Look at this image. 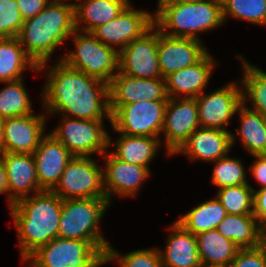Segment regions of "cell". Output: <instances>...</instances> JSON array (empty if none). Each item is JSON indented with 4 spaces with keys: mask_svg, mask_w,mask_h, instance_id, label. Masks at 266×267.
<instances>
[{
    "mask_svg": "<svg viewBox=\"0 0 266 267\" xmlns=\"http://www.w3.org/2000/svg\"><path fill=\"white\" fill-rule=\"evenodd\" d=\"M110 206L107 198L64 199L58 237L90 242L105 257L111 243L100 224Z\"/></svg>",
    "mask_w": 266,
    "mask_h": 267,
    "instance_id": "obj_5",
    "label": "cell"
},
{
    "mask_svg": "<svg viewBox=\"0 0 266 267\" xmlns=\"http://www.w3.org/2000/svg\"><path fill=\"white\" fill-rule=\"evenodd\" d=\"M198 254L203 266L228 267L241 249L216 229L196 235Z\"/></svg>",
    "mask_w": 266,
    "mask_h": 267,
    "instance_id": "obj_27",
    "label": "cell"
},
{
    "mask_svg": "<svg viewBox=\"0 0 266 267\" xmlns=\"http://www.w3.org/2000/svg\"><path fill=\"white\" fill-rule=\"evenodd\" d=\"M201 0H161L159 2H174V3H190V2H197Z\"/></svg>",
    "mask_w": 266,
    "mask_h": 267,
    "instance_id": "obj_44",
    "label": "cell"
},
{
    "mask_svg": "<svg viewBox=\"0 0 266 267\" xmlns=\"http://www.w3.org/2000/svg\"><path fill=\"white\" fill-rule=\"evenodd\" d=\"M111 130L119 136L117 139L109 136V147L114 146L115 148V151H111V153L120 160L150 170L149 165L156 158L158 149L161 148V139L147 136H129L118 133L113 127Z\"/></svg>",
    "mask_w": 266,
    "mask_h": 267,
    "instance_id": "obj_24",
    "label": "cell"
},
{
    "mask_svg": "<svg viewBox=\"0 0 266 267\" xmlns=\"http://www.w3.org/2000/svg\"><path fill=\"white\" fill-rule=\"evenodd\" d=\"M255 157L252 164L249 166V170L252 173L251 175L255 179L260 187L266 188V155H252Z\"/></svg>",
    "mask_w": 266,
    "mask_h": 267,
    "instance_id": "obj_41",
    "label": "cell"
},
{
    "mask_svg": "<svg viewBox=\"0 0 266 267\" xmlns=\"http://www.w3.org/2000/svg\"><path fill=\"white\" fill-rule=\"evenodd\" d=\"M62 199L52 191L20 198L9 208L24 262L39 247L58 237Z\"/></svg>",
    "mask_w": 266,
    "mask_h": 267,
    "instance_id": "obj_2",
    "label": "cell"
},
{
    "mask_svg": "<svg viewBox=\"0 0 266 267\" xmlns=\"http://www.w3.org/2000/svg\"><path fill=\"white\" fill-rule=\"evenodd\" d=\"M37 178L42 190L51 191L67 163L74 157L52 134L46 133L33 152Z\"/></svg>",
    "mask_w": 266,
    "mask_h": 267,
    "instance_id": "obj_20",
    "label": "cell"
},
{
    "mask_svg": "<svg viewBox=\"0 0 266 267\" xmlns=\"http://www.w3.org/2000/svg\"><path fill=\"white\" fill-rule=\"evenodd\" d=\"M216 230L241 249L256 248L266 242L253 214H227Z\"/></svg>",
    "mask_w": 266,
    "mask_h": 267,
    "instance_id": "obj_26",
    "label": "cell"
},
{
    "mask_svg": "<svg viewBox=\"0 0 266 267\" xmlns=\"http://www.w3.org/2000/svg\"><path fill=\"white\" fill-rule=\"evenodd\" d=\"M199 127L195 98H168L161 133L166 155L172 156Z\"/></svg>",
    "mask_w": 266,
    "mask_h": 267,
    "instance_id": "obj_13",
    "label": "cell"
},
{
    "mask_svg": "<svg viewBox=\"0 0 266 267\" xmlns=\"http://www.w3.org/2000/svg\"><path fill=\"white\" fill-rule=\"evenodd\" d=\"M109 106L168 101L165 78H136L118 72L108 84Z\"/></svg>",
    "mask_w": 266,
    "mask_h": 267,
    "instance_id": "obj_16",
    "label": "cell"
},
{
    "mask_svg": "<svg viewBox=\"0 0 266 267\" xmlns=\"http://www.w3.org/2000/svg\"><path fill=\"white\" fill-rule=\"evenodd\" d=\"M218 63L208 52L195 65L171 73L165 78L168 98L200 96L209 84L213 69Z\"/></svg>",
    "mask_w": 266,
    "mask_h": 267,
    "instance_id": "obj_21",
    "label": "cell"
},
{
    "mask_svg": "<svg viewBox=\"0 0 266 267\" xmlns=\"http://www.w3.org/2000/svg\"><path fill=\"white\" fill-rule=\"evenodd\" d=\"M23 22L16 0H0V38L17 37Z\"/></svg>",
    "mask_w": 266,
    "mask_h": 267,
    "instance_id": "obj_37",
    "label": "cell"
},
{
    "mask_svg": "<svg viewBox=\"0 0 266 267\" xmlns=\"http://www.w3.org/2000/svg\"><path fill=\"white\" fill-rule=\"evenodd\" d=\"M228 267H266V242L256 248L240 249Z\"/></svg>",
    "mask_w": 266,
    "mask_h": 267,
    "instance_id": "obj_38",
    "label": "cell"
},
{
    "mask_svg": "<svg viewBox=\"0 0 266 267\" xmlns=\"http://www.w3.org/2000/svg\"><path fill=\"white\" fill-rule=\"evenodd\" d=\"M227 216L226 209L217 198H211L196 205L176 221L187 231L197 235L216 229L219 223Z\"/></svg>",
    "mask_w": 266,
    "mask_h": 267,
    "instance_id": "obj_31",
    "label": "cell"
},
{
    "mask_svg": "<svg viewBox=\"0 0 266 267\" xmlns=\"http://www.w3.org/2000/svg\"><path fill=\"white\" fill-rule=\"evenodd\" d=\"M75 30L71 1L51 0L38 15L24 20L17 38L26 54L39 66L49 62Z\"/></svg>",
    "mask_w": 266,
    "mask_h": 267,
    "instance_id": "obj_3",
    "label": "cell"
},
{
    "mask_svg": "<svg viewBox=\"0 0 266 267\" xmlns=\"http://www.w3.org/2000/svg\"><path fill=\"white\" fill-rule=\"evenodd\" d=\"M240 126L235 134L239 136L242 148L248 154L262 155L266 153V118L258 112L242 104L237 113Z\"/></svg>",
    "mask_w": 266,
    "mask_h": 267,
    "instance_id": "obj_29",
    "label": "cell"
},
{
    "mask_svg": "<svg viewBox=\"0 0 266 267\" xmlns=\"http://www.w3.org/2000/svg\"><path fill=\"white\" fill-rule=\"evenodd\" d=\"M131 0H80L74 5L75 29L92 32L116 18Z\"/></svg>",
    "mask_w": 266,
    "mask_h": 267,
    "instance_id": "obj_25",
    "label": "cell"
},
{
    "mask_svg": "<svg viewBox=\"0 0 266 267\" xmlns=\"http://www.w3.org/2000/svg\"><path fill=\"white\" fill-rule=\"evenodd\" d=\"M236 136L231 131L199 127L173 154H184L191 162L212 163L226 157L234 147Z\"/></svg>",
    "mask_w": 266,
    "mask_h": 267,
    "instance_id": "obj_17",
    "label": "cell"
},
{
    "mask_svg": "<svg viewBox=\"0 0 266 267\" xmlns=\"http://www.w3.org/2000/svg\"><path fill=\"white\" fill-rule=\"evenodd\" d=\"M23 80L4 82L6 85L0 90V117L6 119L34 113Z\"/></svg>",
    "mask_w": 266,
    "mask_h": 267,
    "instance_id": "obj_32",
    "label": "cell"
},
{
    "mask_svg": "<svg viewBox=\"0 0 266 267\" xmlns=\"http://www.w3.org/2000/svg\"><path fill=\"white\" fill-rule=\"evenodd\" d=\"M38 114L30 113L4 120L3 135L6 152L33 154L46 134L45 127L49 118L46 113Z\"/></svg>",
    "mask_w": 266,
    "mask_h": 267,
    "instance_id": "obj_19",
    "label": "cell"
},
{
    "mask_svg": "<svg viewBox=\"0 0 266 267\" xmlns=\"http://www.w3.org/2000/svg\"><path fill=\"white\" fill-rule=\"evenodd\" d=\"M237 57L243 63V76L239 80L243 104L266 118V72L248 62L243 55L237 54ZM248 102L252 103L251 107H248Z\"/></svg>",
    "mask_w": 266,
    "mask_h": 267,
    "instance_id": "obj_30",
    "label": "cell"
},
{
    "mask_svg": "<svg viewBox=\"0 0 266 267\" xmlns=\"http://www.w3.org/2000/svg\"><path fill=\"white\" fill-rule=\"evenodd\" d=\"M62 200L106 198L103 169L92 157L74 156L66 165L59 182L51 190Z\"/></svg>",
    "mask_w": 266,
    "mask_h": 267,
    "instance_id": "obj_10",
    "label": "cell"
},
{
    "mask_svg": "<svg viewBox=\"0 0 266 267\" xmlns=\"http://www.w3.org/2000/svg\"><path fill=\"white\" fill-rule=\"evenodd\" d=\"M201 267H217V266H203V265H202Z\"/></svg>",
    "mask_w": 266,
    "mask_h": 267,
    "instance_id": "obj_46",
    "label": "cell"
},
{
    "mask_svg": "<svg viewBox=\"0 0 266 267\" xmlns=\"http://www.w3.org/2000/svg\"><path fill=\"white\" fill-rule=\"evenodd\" d=\"M5 194L7 197V202L9 205V187L7 182V175H6V169L5 164L0 157V195Z\"/></svg>",
    "mask_w": 266,
    "mask_h": 267,
    "instance_id": "obj_42",
    "label": "cell"
},
{
    "mask_svg": "<svg viewBox=\"0 0 266 267\" xmlns=\"http://www.w3.org/2000/svg\"><path fill=\"white\" fill-rule=\"evenodd\" d=\"M209 51L203 41L176 38L158 30V61L162 78L199 62Z\"/></svg>",
    "mask_w": 266,
    "mask_h": 267,
    "instance_id": "obj_18",
    "label": "cell"
},
{
    "mask_svg": "<svg viewBox=\"0 0 266 267\" xmlns=\"http://www.w3.org/2000/svg\"><path fill=\"white\" fill-rule=\"evenodd\" d=\"M48 64L38 66V73L42 71L46 76L40 99L47 116L60 114L102 121L107 118L111 125L107 83L67 66L62 60Z\"/></svg>",
    "mask_w": 266,
    "mask_h": 267,
    "instance_id": "obj_1",
    "label": "cell"
},
{
    "mask_svg": "<svg viewBox=\"0 0 266 267\" xmlns=\"http://www.w3.org/2000/svg\"><path fill=\"white\" fill-rule=\"evenodd\" d=\"M240 86L232 81L210 93L204 91L195 98L200 127L229 131L226 127L243 104Z\"/></svg>",
    "mask_w": 266,
    "mask_h": 267,
    "instance_id": "obj_12",
    "label": "cell"
},
{
    "mask_svg": "<svg viewBox=\"0 0 266 267\" xmlns=\"http://www.w3.org/2000/svg\"><path fill=\"white\" fill-rule=\"evenodd\" d=\"M58 1H62V2H64V3H68V2H67L68 0H58ZM69 1H70V0H69ZM71 1H72V0H71ZM79 1H80V0H74V2H71V4L75 5V4H77Z\"/></svg>",
    "mask_w": 266,
    "mask_h": 267,
    "instance_id": "obj_45",
    "label": "cell"
},
{
    "mask_svg": "<svg viewBox=\"0 0 266 267\" xmlns=\"http://www.w3.org/2000/svg\"><path fill=\"white\" fill-rule=\"evenodd\" d=\"M1 158L9 187V208L20 198L43 191L38 183L33 154L6 152Z\"/></svg>",
    "mask_w": 266,
    "mask_h": 267,
    "instance_id": "obj_22",
    "label": "cell"
},
{
    "mask_svg": "<svg viewBox=\"0 0 266 267\" xmlns=\"http://www.w3.org/2000/svg\"><path fill=\"white\" fill-rule=\"evenodd\" d=\"M23 20L38 15L51 0H16Z\"/></svg>",
    "mask_w": 266,
    "mask_h": 267,
    "instance_id": "obj_40",
    "label": "cell"
},
{
    "mask_svg": "<svg viewBox=\"0 0 266 267\" xmlns=\"http://www.w3.org/2000/svg\"><path fill=\"white\" fill-rule=\"evenodd\" d=\"M157 54L158 28L153 25L119 53V72L136 78H160Z\"/></svg>",
    "mask_w": 266,
    "mask_h": 267,
    "instance_id": "obj_14",
    "label": "cell"
},
{
    "mask_svg": "<svg viewBox=\"0 0 266 267\" xmlns=\"http://www.w3.org/2000/svg\"><path fill=\"white\" fill-rule=\"evenodd\" d=\"M222 17L266 26V0H222Z\"/></svg>",
    "mask_w": 266,
    "mask_h": 267,
    "instance_id": "obj_33",
    "label": "cell"
},
{
    "mask_svg": "<svg viewBox=\"0 0 266 267\" xmlns=\"http://www.w3.org/2000/svg\"><path fill=\"white\" fill-rule=\"evenodd\" d=\"M58 126L51 130L69 152L76 157L103 155L109 149V134L102 120H80L61 116Z\"/></svg>",
    "mask_w": 266,
    "mask_h": 267,
    "instance_id": "obj_8",
    "label": "cell"
},
{
    "mask_svg": "<svg viewBox=\"0 0 266 267\" xmlns=\"http://www.w3.org/2000/svg\"><path fill=\"white\" fill-rule=\"evenodd\" d=\"M70 39L75 50H69L58 60L109 84L119 72V53L103 44L91 32L75 30Z\"/></svg>",
    "mask_w": 266,
    "mask_h": 267,
    "instance_id": "obj_6",
    "label": "cell"
},
{
    "mask_svg": "<svg viewBox=\"0 0 266 267\" xmlns=\"http://www.w3.org/2000/svg\"><path fill=\"white\" fill-rule=\"evenodd\" d=\"M107 150L102 156L104 159L103 186L108 202L113 197H136L145 181L151 177L148 168L127 163L116 158ZM106 161V162H105Z\"/></svg>",
    "mask_w": 266,
    "mask_h": 267,
    "instance_id": "obj_15",
    "label": "cell"
},
{
    "mask_svg": "<svg viewBox=\"0 0 266 267\" xmlns=\"http://www.w3.org/2000/svg\"><path fill=\"white\" fill-rule=\"evenodd\" d=\"M4 118L0 117V157H2L6 153V146L4 143V135H3V123Z\"/></svg>",
    "mask_w": 266,
    "mask_h": 267,
    "instance_id": "obj_43",
    "label": "cell"
},
{
    "mask_svg": "<svg viewBox=\"0 0 266 267\" xmlns=\"http://www.w3.org/2000/svg\"><path fill=\"white\" fill-rule=\"evenodd\" d=\"M24 263L27 267H101L105 257L90 242L57 237L39 247Z\"/></svg>",
    "mask_w": 266,
    "mask_h": 267,
    "instance_id": "obj_7",
    "label": "cell"
},
{
    "mask_svg": "<svg viewBox=\"0 0 266 267\" xmlns=\"http://www.w3.org/2000/svg\"><path fill=\"white\" fill-rule=\"evenodd\" d=\"M168 229L164 250L158 248L163 267H201L196 235L176 220Z\"/></svg>",
    "mask_w": 266,
    "mask_h": 267,
    "instance_id": "obj_23",
    "label": "cell"
},
{
    "mask_svg": "<svg viewBox=\"0 0 266 267\" xmlns=\"http://www.w3.org/2000/svg\"><path fill=\"white\" fill-rule=\"evenodd\" d=\"M156 6L154 25L170 37L202 41L199 33L213 31L224 24L221 0L158 2Z\"/></svg>",
    "mask_w": 266,
    "mask_h": 267,
    "instance_id": "obj_4",
    "label": "cell"
},
{
    "mask_svg": "<svg viewBox=\"0 0 266 267\" xmlns=\"http://www.w3.org/2000/svg\"><path fill=\"white\" fill-rule=\"evenodd\" d=\"M38 72V66L26 54L17 37L0 38V82L23 78L26 70Z\"/></svg>",
    "mask_w": 266,
    "mask_h": 267,
    "instance_id": "obj_28",
    "label": "cell"
},
{
    "mask_svg": "<svg viewBox=\"0 0 266 267\" xmlns=\"http://www.w3.org/2000/svg\"><path fill=\"white\" fill-rule=\"evenodd\" d=\"M117 261L119 267H163L158 248H146L120 254L113 246H109L105 255V264Z\"/></svg>",
    "mask_w": 266,
    "mask_h": 267,
    "instance_id": "obj_36",
    "label": "cell"
},
{
    "mask_svg": "<svg viewBox=\"0 0 266 267\" xmlns=\"http://www.w3.org/2000/svg\"><path fill=\"white\" fill-rule=\"evenodd\" d=\"M150 12L135 9L130 3L116 18L96 27L91 33L103 44L120 53L154 25V13Z\"/></svg>",
    "mask_w": 266,
    "mask_h": 267,
    "instance_id": "obj_11",
    "label": "cell"
},
{
    "mask_svg": "<svg viewBox=\"0 0 266 267\" xmlns=\"http://www.w3.org/2000/svg\"><path fill=\"white\" fill-rule=\"evenodd\" d=\"M253 189L250 183L227 186L217 190L216 198L227 214H253Z\"/></svg>",
    "mask_w": 266,
    "mask_h": 267,
    "instance_id": "obj_34",
    "label": "cell"
},
{
    "mask_svg": "<svg viewBox=\"0 0 266 267\" xmlns=\"http://www.w3.org/2000/svg\"><path fill=\"white\" fill-rule=\"evenodd\" d=\"M168 101H138L123 106H109L111 127L129 136L162 138L165 108Z\"/></svg>",
    "mask_w": 266,
    "mask_h": 267,
    "instance_id": "obj_9",
    "label": "cell"
},
{
    "mask_svg": "<svg viewBox=\"0 0 266 267\" xmlns=\"http://www.w3.org/2000/svg\"><path fill=\"white\" fill-rule=\"evenodd\" d=\"M212 163L214 166L210 180L211 184L217 187V190L227 186L249 184L241 159L227 155Z\"/></svg>",
    "mask_w": 266,
    "mask_h": 267,
    "instance_id": "obj_35",
    "label": "cell"
},
{
    "mask_svg": "<svg viewBox=\"0 0 266 267\" xmlns=\"http://www.w3.org/2000/svg\"><path fill=\"white\" fill-rule=\"evenodd\" d=\"M253 215L259 229L266 235V188L253 189Z\"/></svg>",
    "mask_w": 266,
    "mask_h": 267,
    "instance_id": "obj_39",
    "label": "cell"
}]
</instances>
